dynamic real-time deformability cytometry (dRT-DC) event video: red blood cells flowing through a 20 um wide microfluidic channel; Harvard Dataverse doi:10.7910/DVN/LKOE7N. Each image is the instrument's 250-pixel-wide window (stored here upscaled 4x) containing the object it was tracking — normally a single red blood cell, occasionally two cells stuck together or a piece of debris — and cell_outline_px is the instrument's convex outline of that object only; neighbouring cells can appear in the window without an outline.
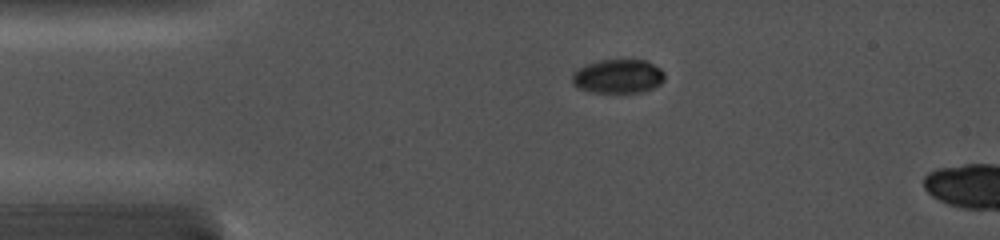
{"species": "common noctule bat (a hibernating species)", "species_latin": "Nyctalus noctula", "temperature_condition": "cold", "stored_images_in_passage": 20, "camera_frame_rate_fps": 5000, "um_per_image_px": 0.085, "animal": {"sex": "female", "body_mass_g": 19.0, "forearm_length_mm": 56.7}, "frame": {"image": 1, "passage_image": 1, "time_ms": 0.0, "image_size_px": [1000, 240], "cell_outline_px": [[664, 80], [660, 84], [644, 92], [592, 92], [580, 88], [572, 84], [572, 72], [588, 64], [600, 60], [648, 60], [660, 68], [664, 72]], "centroid_in_image_um": [52.56, 6.48], "position_along_channel_um": 32.4, "area_um2": 18.26}}
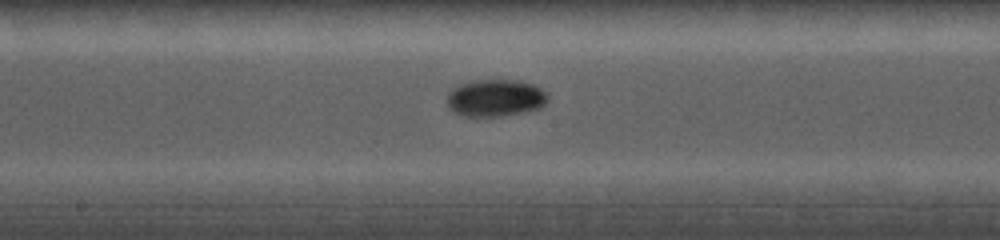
{"frame": {"image": 2, "passage_image": 13, "time_ms": 5.4, "image_size_px": [1000, 240], "cell_outline_px": [[548, 100], [540, 108], [500, 116], [464, 116], [452, 112], [448, 108], [448, 92], [452, 88], [460, 84], [472, 80], [516, 80], [532, 84], [548, 92]], "centroid_in_image_um": [42.09, 8.32], "position_along_channel_um": 206.1, "area_um2": 21.85}}
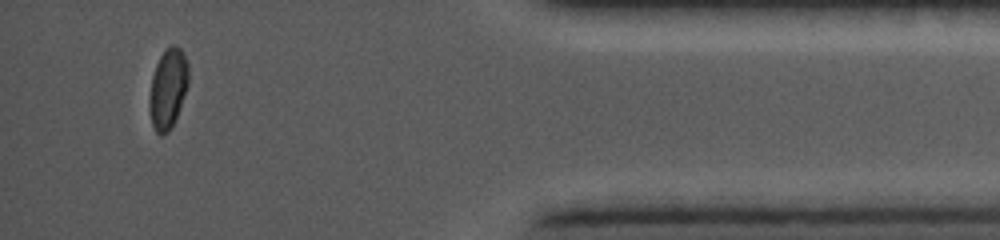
{"frame": {"image": 3, "passage_image": 20, "time_ms": 11.6, "image_size_px": [1000, 240], "cell_outline_px": [[188, 84], [176, 116], [168, 132], [160, 136], [156, 132], [152, 124], [148, 108], [148, 100], [152, 76], [156, 64], [160, 56], [172, 44], [176, 44], [180, 48], [188, 64]], "centroid_in_image_um": [14.25, 7.53], "position_along_channel_um": 421.0, "area_um2": 18.03}}